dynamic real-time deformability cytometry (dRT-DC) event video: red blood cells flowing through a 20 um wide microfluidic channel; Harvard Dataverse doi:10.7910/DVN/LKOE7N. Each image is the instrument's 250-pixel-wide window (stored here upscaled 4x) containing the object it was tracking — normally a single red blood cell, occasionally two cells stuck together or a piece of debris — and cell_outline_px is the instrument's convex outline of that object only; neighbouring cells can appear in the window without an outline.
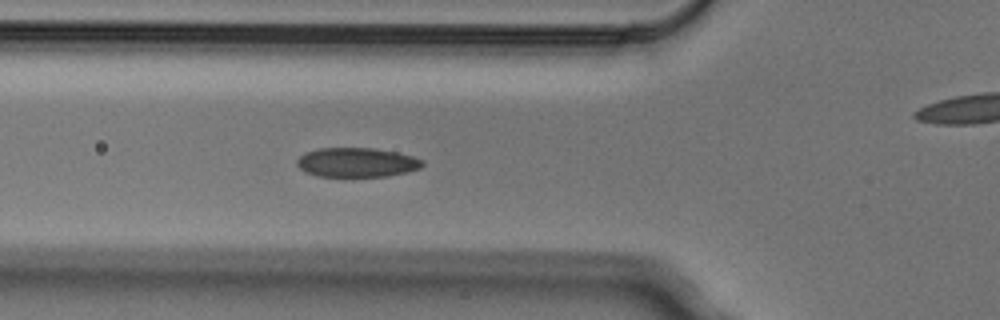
{"species": "Egyptian fruit bat (a non-hibernating species)", "species_latin": "Rousettus aegyptiacus", "temperature_condition": "cold", "stored_images_in_passage": 5, "segment_of_instrument_passage": [1, 2], "camera_frame_rate_fps": 3000, "um_per_image_px": 0.085, "animal": {"sex": "male"}, "frame": {"image": 1, "passage_image": 4, "time_ms": 1.0, "image_size_px": [1000, 320], "cell_outline_px": [[424, 164], [420, 168], [408, 172], [388, 176], [344, 180], [316, 176], [304, 172], [296, 164], [296, 160], [304, 152], [320, 148], [376, 148], [396, 152], [412, 156], [424, 160]], "centroid_in_image_um": [30.29, 13.86], "position_along_channel_um": 95.5, "area_um2": 22.66}}